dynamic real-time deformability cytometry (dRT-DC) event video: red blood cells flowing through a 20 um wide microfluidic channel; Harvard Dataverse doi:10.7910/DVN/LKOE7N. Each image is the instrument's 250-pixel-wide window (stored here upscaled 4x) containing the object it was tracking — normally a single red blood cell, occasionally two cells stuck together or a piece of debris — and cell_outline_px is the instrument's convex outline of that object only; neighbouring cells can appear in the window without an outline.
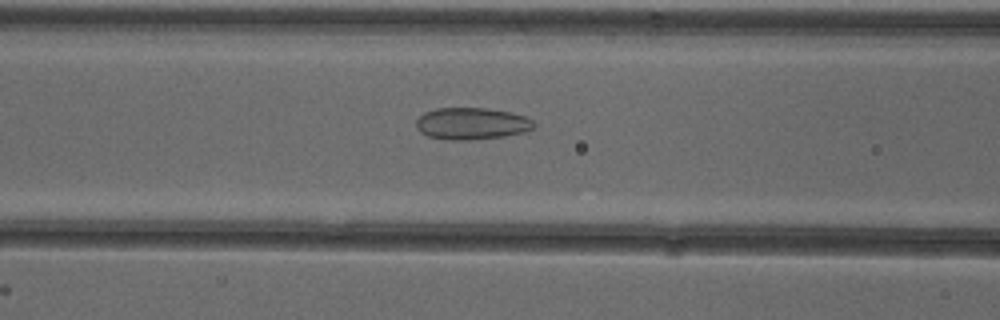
{"species": "common noctule bat (a hibernating species)", "species_latin": "Nyctalus noctula", "temperature_condition": "cold", "stored_images_in_passage": 53, "camera_frame_rate_fps": 3000, "um_per_image_px": 0.085, "animal": {"sex": "female"}, "frame": {"image": 1, "passage_image": 22, "time_ms": 7.0, "image_size_px": [1000, 320], "cell_outline_px": [[536, 124], [532, 128], [524, 132], [504, 136], [468, 140], [448, 140], [428, 136], [420, 132], [416, 128], [416, 120], [424, 112], [436, 108], [484, 108], [512, 112], [524, 116], [532, 120]], "centroid_in_image_um": [40.07, 10.5], "position_along_channel_um": 126.5, "area_um2": 21.91}}
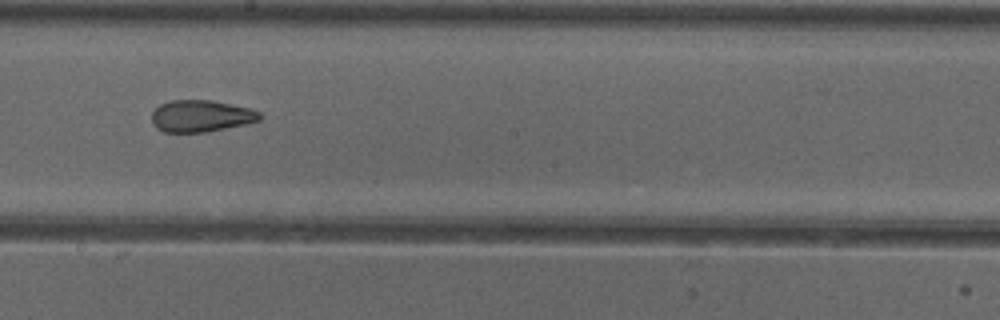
{"frame": {"image": 2, "passage_image": 30, "time_ms": 9.667, "image_size_px": [1000, 320], "cell_outline_px": [[264, 116], [260, 120], [244, 124], [208, 132], [164, 132], [156, 128], [152, 124], [152, 112], [160, 104], [172, 100], [212, 100], [248, 108], [260, 112]], "centroid_in_image_um": [17.08, 9.86], "position_along_channel_um": 231.1, "area_um2": 20.06}}
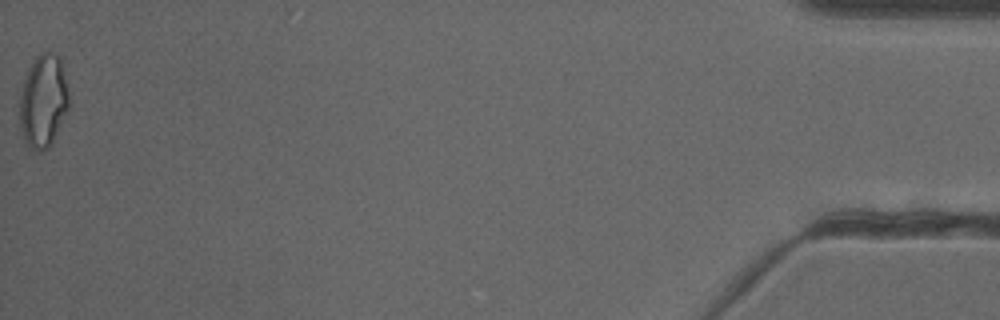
{"frame": {"image": 3, "passage_image": 53, "time_ms": 17.333, "image_size_px": [1000, 320], "cell_outline_px": [[68, 108], [52, 144], [48, 148], [40, 152], [36, 152], [28, 148], [24, 144], [20, 128], [20, 96], [24, 80], [28, 68], [36, 56], [40, 52], [48, 48], [56, 52], [60, 56], [68, 92]], "centroid_in_image_um": [3.66, 8.58], "position_along_channel_um": 431.5, "area_um2": 27.22}, "authors_computed_cell_mechanics": {"area_um2": 23.698, "velocity_mm_per_s": 3.9177, "shape_relaxation_time_tau1_ms": null, "shape_relaxation_time_tau2_ms": 1.7397, "deformation_change_tau1": null, "deformation_change_tau2": 0.0887}}